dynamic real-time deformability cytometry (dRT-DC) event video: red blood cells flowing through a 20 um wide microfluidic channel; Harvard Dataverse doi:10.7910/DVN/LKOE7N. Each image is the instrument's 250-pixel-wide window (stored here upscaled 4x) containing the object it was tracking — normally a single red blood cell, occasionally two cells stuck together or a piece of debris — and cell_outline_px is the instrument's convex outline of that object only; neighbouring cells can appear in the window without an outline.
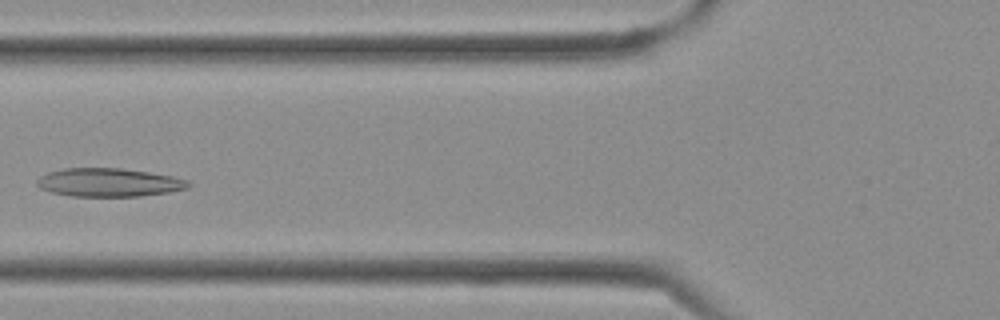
{"species": "Egyptian fruit bat (a non-hibernating species)", "species_latin": "Rousettus aegyptiacus", "temperature_condition": "cold", "stored_images_in_passage": 32, "camera_frame_rate_fps": 3000, "um_per_image_px": 0.085, "frame": {"image": 1, "passage_image": 9, "time_ms": 2.667, "image_size_px": [1000, 320], "cell_outline_px": [[192, 184], [188, 188], [168, 192], [140, 196], [72, 196], [52, 192], [40, 188], [36, 184], [36, 180], [40, 176], [48, 172], [64, 168], [120, 168], [148, 172], [172, 176], [188, 180]], "centroid_in_image_um": [9.25, 15.5], "position_along_channel_um": 116.5, "area_um2": 25.03}}
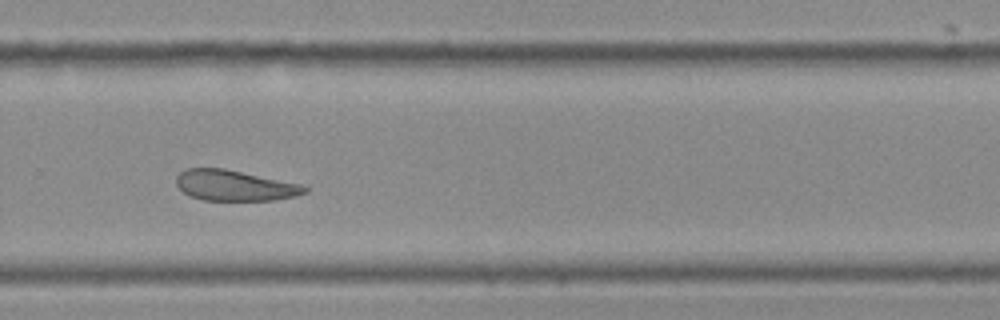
{"frame": {"image": 2, "passage_image": 20, "time_ms": 6.333, "image_size_px": [1000, 320], "cell_outline_px": [[308, 192], [296, 196], [272, 200], [204, 200], [192, 196], [184, 192], [176, 184], [176, 176], [180, 172], [188, 168], [224, 168], [300, 184], [308, 188]], "centroid_in_image_um": [19.94, 15.76], "position_along_channel_um": 309.9, "area_um2": 22.72}}
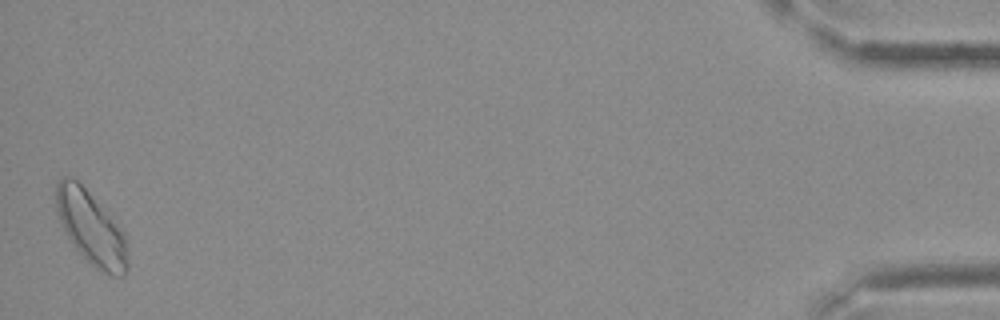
{"frame": {"image": 3, "passage_image": 32, "time_ms": 10.333, "image_size_px": [1000, 320], "cell_outline_px": [[128, 268], [124, 276], [112, 276], [96, 268], [72, 244], [56, 212], [56, 184], [64, 176], [68, 176], [76, 180], [88, 192], [124, 232], [128, 260]], "centroid_in_image_um": [7.75, 19.4], "position_along_channel_um": 427.5, "area_um2": 29.82}}